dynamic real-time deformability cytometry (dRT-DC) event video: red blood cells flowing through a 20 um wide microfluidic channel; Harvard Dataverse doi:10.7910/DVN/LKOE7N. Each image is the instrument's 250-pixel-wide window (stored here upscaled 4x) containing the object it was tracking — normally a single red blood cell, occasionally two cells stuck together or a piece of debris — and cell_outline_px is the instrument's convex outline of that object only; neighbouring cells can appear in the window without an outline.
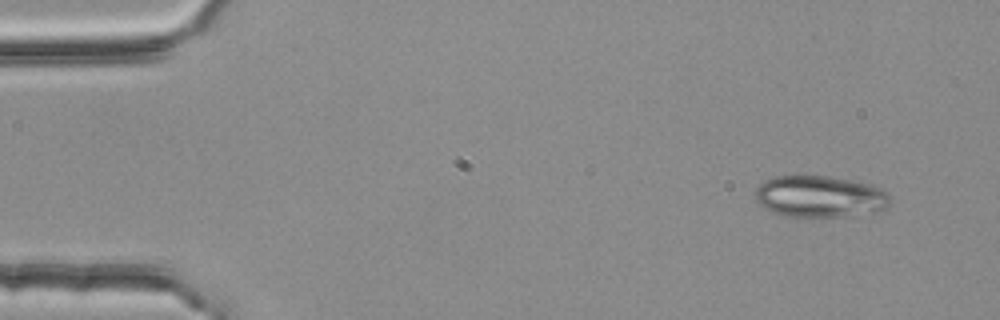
{"species": "common noctule bat (a hibernating species)", "species_latin": "Nyctalus noctula", "temperature_condition": "room temperature", "stored_images_in_passage": 4, "camera_frame_rate_fps": 3000, "um_per_image_px": 0.085, "animal": {"sex": "female", "body_mass_g": 25.1}, "frame": {"image": 1, "passage_image": 1, "time_ms": 0.0, "image_size_px": [1000, 320], "cell_outline_px": [[888, 208], [876, 212], [844, 216], [784, 216], [772, 212], [756, 204], [756, 188], [764, 180], [776, 176], [828, 176], [872, 184], [880, 188], [888, 196]], "centroid_in_image_um": [69.65, 16.7], "position_along_channel_um": 15.3, "area_um2": 32.66}}